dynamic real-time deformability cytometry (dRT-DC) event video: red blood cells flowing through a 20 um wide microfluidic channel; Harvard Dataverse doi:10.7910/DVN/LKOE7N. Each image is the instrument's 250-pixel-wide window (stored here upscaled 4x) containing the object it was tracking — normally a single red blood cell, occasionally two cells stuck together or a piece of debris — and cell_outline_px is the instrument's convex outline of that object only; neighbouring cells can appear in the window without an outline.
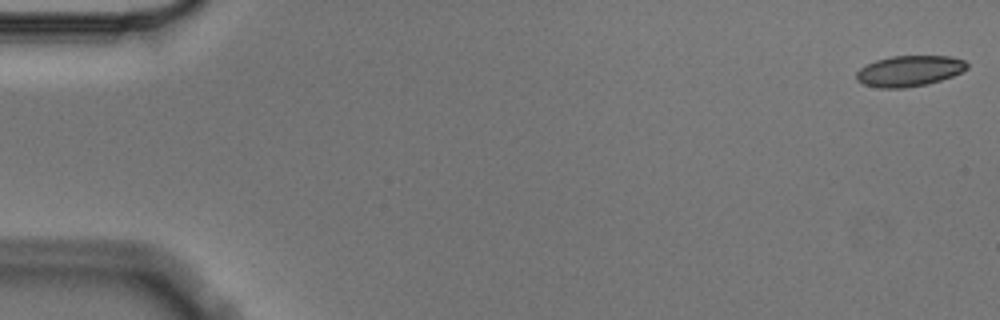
{"species": "Egyptian fruit bat (a non-hibernating species)", "species_latin": "Rousettus aegyptiacus", "temperature_condition": "cold", "stored_images_in_passage": 5, "camera_frame_rate_fps": 3000, "um_per_image_px": 0.085, "animal": {"sex": "male"}, "frame": {"image": 1, "passage_image": 1, "time_ms": 0.0, "image_size_px": [1000, 320], "cell_outline_px": [[968, 68], [952, 76], [928, 84], [904, 88], [880, 88], [864, 84], [856, 80], [856, 72], [860, 68], [876, 60], [892, 56], [952, 56], [964, 60], [968, 64]], "centroid_in_image_um": [77.29, 6.03], "position_along_channel_um": 7.7, "area_um2": 19.83}}
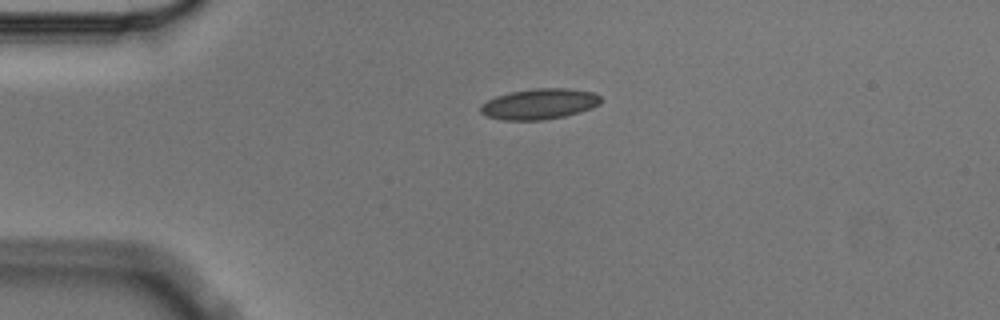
{"frame": {"image": 2, "passage_image": 4, "time_ms": 1.0, "image_size_px": [1000, 320], "cell_outline_px": [[600, 104], [592, 108], [580, 112], [564, 116], [544, 120], [504, 120], [484, 116], [480, 112], [480, 104], [496, 96], [512, 92], [532, 88], [568, 88], [592, 92], [600, 96]], "centroid_in_image_um": [45.83, 8.84], "position_along_channel_um": 39.2, "area_um2": 21.56}}